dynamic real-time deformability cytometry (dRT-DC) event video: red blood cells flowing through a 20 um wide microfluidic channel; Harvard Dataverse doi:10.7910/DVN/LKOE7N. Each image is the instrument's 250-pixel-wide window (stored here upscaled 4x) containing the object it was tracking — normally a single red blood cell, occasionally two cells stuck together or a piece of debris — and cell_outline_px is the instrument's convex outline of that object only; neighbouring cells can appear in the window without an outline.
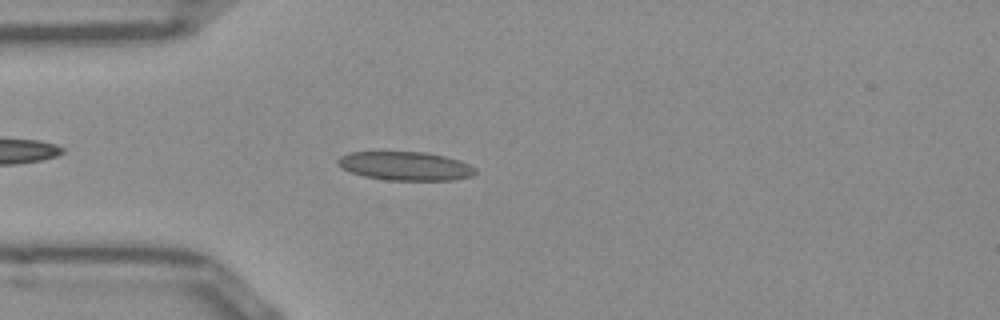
{"species": "Egyptian fruit bat (a non-hibernating species)", "species_latin": "Rousettus aegyptiacus", "temperature_condition": "room temperature", "stored_images_in_passage": 46, "camera_frame_rate_fps": 3000, "um_per_image_px": 0.085, "frame": {"image": 1, "passage_image": 8, "time_ms": 2.333, "image_size_px": [1000, 320], "cell_outline_px": [[476, 172], [472, 176], [452, 180], [388, 180], [364, 176], [340, 168], [336, 164], [336, 160], [340, 156], [352, 152], [424, 152], [444, 156], [460, 160], [476, 168]], "centroid_in_image_um": [34.44, 14.11], "position_along_channel_um": 50.6, "area_um2": 23.0}}
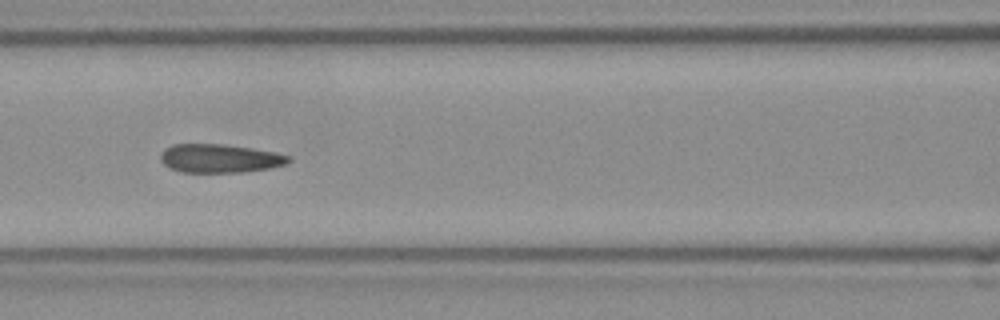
{"frame": {"image": 2, "passage_image": 16, "time_ms": 5.0, "image_size_px": [1000, 320], "cell_outline_px": [[292, 160], [284, 164], [272, 168], [240, 172], [184, 172], [172, 168], [164, 164], [160, 160], [160, 152], [164, 148], [172, 144], [224, 144], [252, 148], [276, 152], [288, 156]], "centroid_in_image_um": [18.66, 13.45], "position_along_channel_um": 147.9, "area_um2": 21.33}}
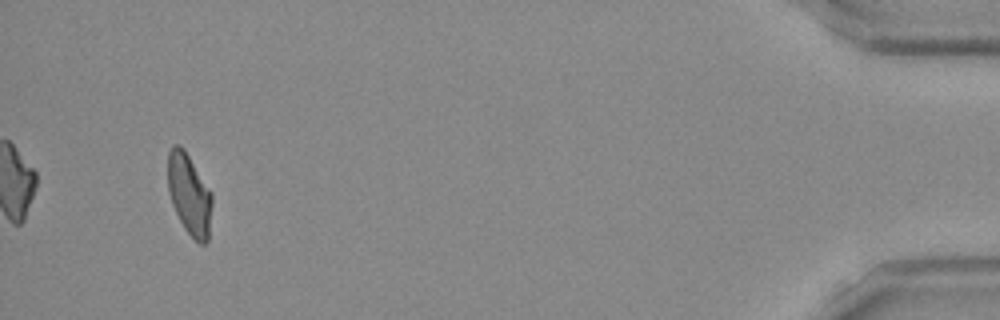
{"frame": {"image": 3, "passage_image": 43, "time_ms": 14.0, "image_size_px": [1000, 320], "cell_outline_px": [[212, 204], [208, 240], [204, 244], [200, 244], [184, 228], [172, 204], [168, 192], [168, 152], [172, 144], [180, 144], [184, 148], [212, 192]], "centroid_in_image_um": [16.09, 16.48], "position_along_channel_um": 419.1, "area_um2": 20.98}, "authors_computed_cell_mechanics": {"area_um2": 21.675, "velocity_mm_per_s": 3.9108, "shape_relaxation_time_tau1_ms": 9.1955, "shape_relaxation_time_tau2_ms": 1.7318, "deformation_change_tau1": 0.1743, "deformation_change_tau2": 0.0748}}